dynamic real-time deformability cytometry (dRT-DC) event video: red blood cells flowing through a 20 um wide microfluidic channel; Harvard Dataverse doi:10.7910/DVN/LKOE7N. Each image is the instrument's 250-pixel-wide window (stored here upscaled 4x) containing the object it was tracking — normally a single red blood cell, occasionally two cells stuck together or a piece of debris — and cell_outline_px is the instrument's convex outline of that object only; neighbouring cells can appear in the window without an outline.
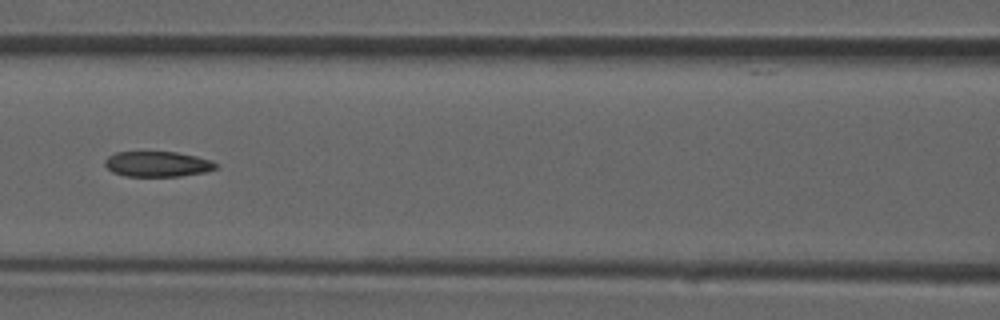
{"species": "common noctule bat (a hibernating species)", "species_latin": "Nyctalus noctula", "temperature_condition": "room temperature", "stored_images_in_passage": 29, "camera_frame_rate_fps": 3000, "um_per_image_px": 0.085, "animal": {"sex": "male", "forearm_length_mm": 52.5}, "frame": {"image": 1, "passage_image": 13, "time_ms": 4.0, "image_size_px": [1000, 320], "cell_outline_px": [[220, 164], [216, 168], [204, 172], [180, 176], [124, 176], [112, 172], [104, 164], [104, 160], [108, 156], [116, 152], [176, 152], [196, 156], [212, 160]], "centroid_in_image_um": [13.39, 13.94], "position_along_channel_um": 153.2, "area_um2": 16.47}}